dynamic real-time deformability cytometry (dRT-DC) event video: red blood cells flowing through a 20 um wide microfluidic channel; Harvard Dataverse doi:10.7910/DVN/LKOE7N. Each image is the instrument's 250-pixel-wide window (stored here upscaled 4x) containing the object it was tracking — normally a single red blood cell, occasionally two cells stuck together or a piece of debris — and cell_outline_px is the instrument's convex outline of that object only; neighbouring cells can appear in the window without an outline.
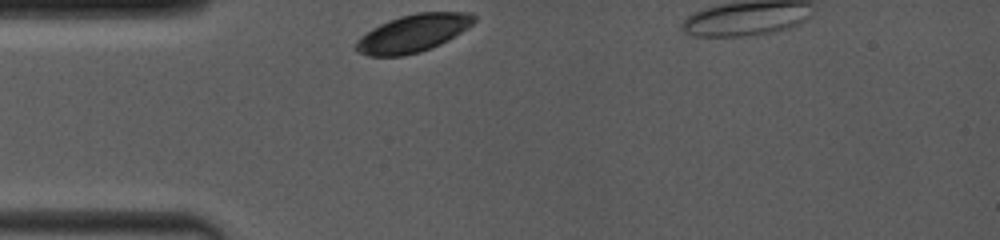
{"species": "common noctule bat (a hibernating species)", "species_latin": "Nyctalus noctula", "temperature_condition": "room temperature", "stored_images_in_passage": 11, "camera_frame_rate_fps": 4000, "um_per_image_px": 0.085, "animal": {"sex": "female", "body_mass_g": 19.0, "forearm_length_mm": 53.3}, "frame": {"image": 1, "passage_image": 1, "time_ms": 0.0, "image_size_px": [1000, 240], "cell_outline_px": [[476, 20], [468, 28], [448, 40], [432, 48], [420, 52], [404, 56], [368, 56], [356, 52], [356, 44], [372, 28], [380, 24], [400, 16], [416, 12], [468, 12], [476, 16]], "centroid_in_image_um": [35.15, 2.83], "position_along_channel_um": 49.8, "area_um2": 25.72}}
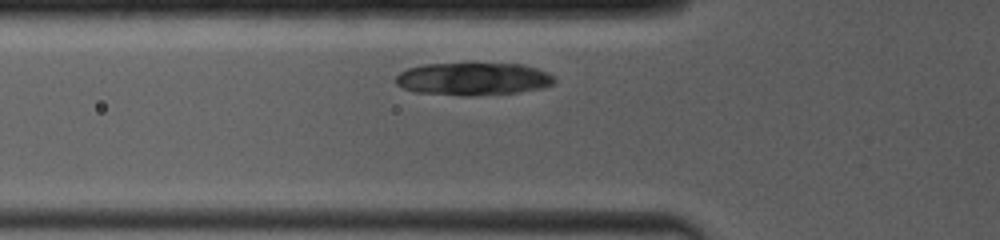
{"frame": {"image": 2, "passage_image": 8, "time_ms": 1.25, "image_size_px": [1000, 240], "cell_outline_px": [[556, 80], [552, 84], [544, 88], [520, 92], [480, 96], [460, 96], [416, 92], [404, 88], [396, 84], [396, 76], [400, 72], [408, 68], [424, 64], [524, 64], [548, 72]], "centroid_in_image_um": [40.24, 6.72], "position_along_channel_um": 85.6, "area_um2": 30.4}}